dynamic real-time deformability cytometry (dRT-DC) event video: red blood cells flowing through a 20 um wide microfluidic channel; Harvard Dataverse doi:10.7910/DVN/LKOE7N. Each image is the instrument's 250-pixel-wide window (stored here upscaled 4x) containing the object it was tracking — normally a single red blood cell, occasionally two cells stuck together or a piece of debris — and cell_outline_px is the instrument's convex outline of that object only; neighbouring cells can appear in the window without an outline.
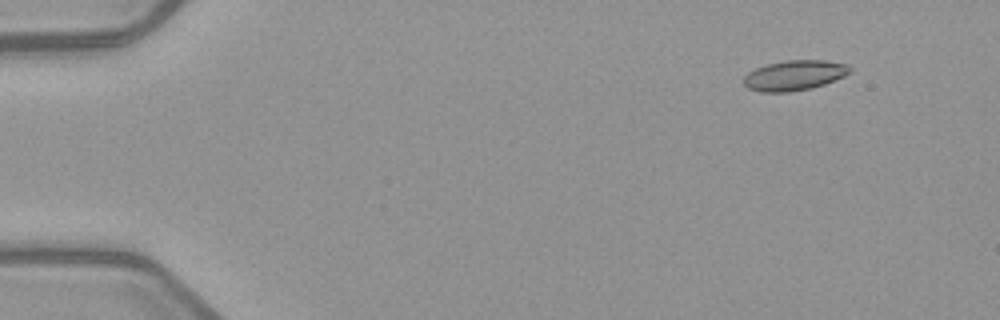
{"species": "common noctule bat (a hibernating species)", "species_latin": "Nyctalus noctula", "temperature_condition": "warm", "stored_images_in_passage": 5, "camera_frame_rate_fps": 3000, "um_per_image_px": 0.085, "animal": {"sex": "female", "body_mass_g": 21.9}, "frame": {"image": 1, "passage_image": 2, "time_ms": 1.333, "image_size_px": [1000, 320], "cell_outline_px": [[852, 72], [844, 76], [824, 84], [812, 88], [788, 92], [760, 92], [748, 88], [744, 84], [744, 76], [748, 72], [756, 68], [768, 64], [788, 60], [824, 60], [848, 64], [852, 68]], "centroid_in_image_um": [67.55, 6.4], "position_along_channel_um": 17.5, "area_um2": 18.67}}